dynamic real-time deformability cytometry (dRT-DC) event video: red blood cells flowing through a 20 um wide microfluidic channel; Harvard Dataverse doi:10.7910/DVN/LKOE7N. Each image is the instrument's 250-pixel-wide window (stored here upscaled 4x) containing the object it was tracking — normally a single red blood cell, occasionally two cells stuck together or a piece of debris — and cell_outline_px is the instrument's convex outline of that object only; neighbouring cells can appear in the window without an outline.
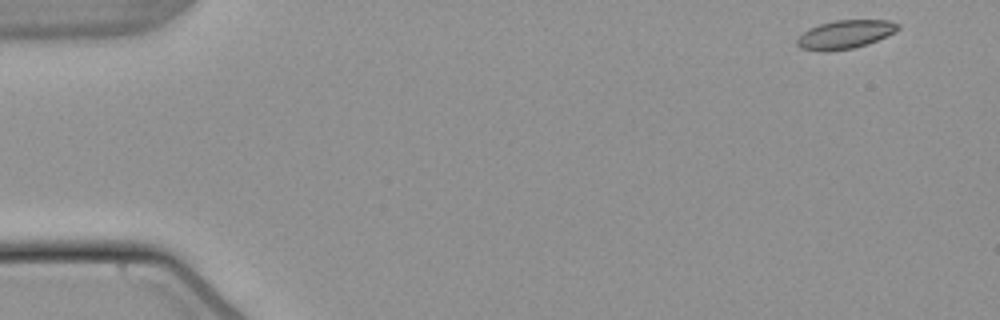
{"species": "common noctule bat (a hibernating species)", "species_latin": "Nyctalus noctula", "temperature_condition": "warm", "stored_images_in_passage": 51, "camera_frame_rate_fps": 3000, "um_per_image_px": 0.085, "animal": {"sex": "male", "body_mass_g": 21.5, "forearm_length_mm": 52.0}, "frame": {"image": 1, "passage_image": 1, "time_ms": 0.0, "image_size_px": [1000, 320], "cell_outline_px": [[900, 28], [896, 32], [888, 36], [868, 44], [852, 48], [828, 52], [820, 52], [800, 48], [796, 44], [796, 40], [808, 28], [820, 24], [836, 20], [892, 20], [900, 24]], "centroid_in_image_um": [71.86, 2.93], "position_along_channel_um": 13.1, "area_um2": 17.05}}
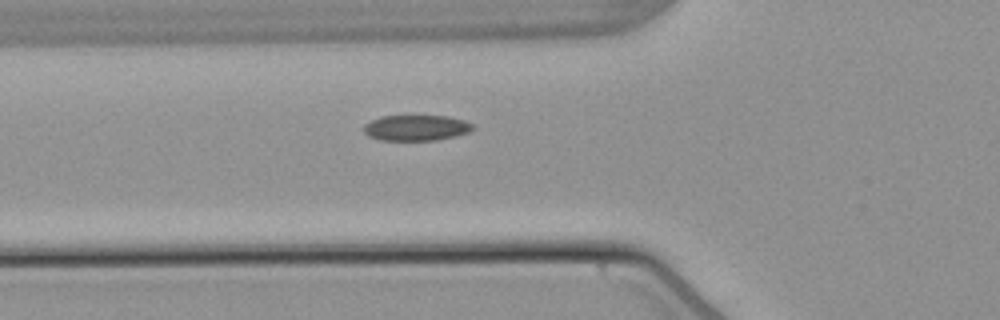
{"frame": {"image": 2, "passage_image": 17, "time_ms": 5.333, "image_size_px": [1000, 320], "cell_outline_px": [[476, 128], [468, 132], [456, 136], [436, 140], [380, 140], [368, 136], [364, 132], [364, 124], [380, 116], [448, 116], [464, 120], [472, 124]], "centroid_in_image_um": [35.38, 10.86], "position_along_channel_um": 90.4, "area_um2": 16.36}}
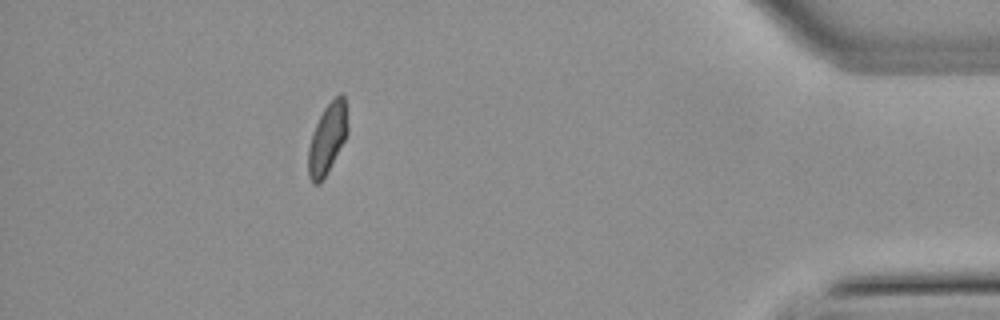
{"frame": {"image": 3, "passage_image": 46, "time_ms": 15.0, "image_size_px": [1000, 320], "cell_outline_px": [[348, 132], [344, 140], [324, 176], [316, 184], [312, 184], [308, 176], [308, 148], [312, 132], [324, 108], [340, 92], [344, 96], [348, 128]], "centroid_in_image_um": [27.81, 11.75], "position_along_channel_um": 407.4, "area_um2": 15.72}, "authors_computed_cell_mechanics": {"area_um2": 16.8198, "velocity_mm_per_s": 3.8085, "shape_relaxation_time_tau1_ms": null, "shape_relaxation_time_tau2_ms": 2.3731, "deformation_change_tau1": null, "deformation_change_tau2": 0.0656}}